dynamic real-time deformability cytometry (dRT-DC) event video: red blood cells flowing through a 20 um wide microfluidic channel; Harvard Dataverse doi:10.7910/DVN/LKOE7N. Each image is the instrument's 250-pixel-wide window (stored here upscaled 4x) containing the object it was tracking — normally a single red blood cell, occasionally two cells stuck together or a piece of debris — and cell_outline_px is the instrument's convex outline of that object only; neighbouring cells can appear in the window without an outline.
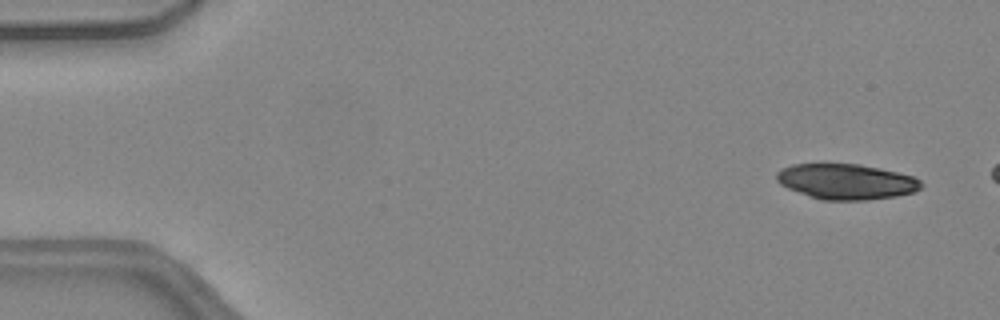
{"species": "common noctule bat (a hibernating species)", "species_latin": "Nyctalus noctula", "temperature_condition": "warm", "stored_images_in_passage": 9, "camera_frame_rate_fps": 3000, "um_per_image_px": 0.085, "animal": {"sex": "female", "body_mass_g": 24.6, "forearm_length_mm": 56.2}, "frame": {"image": 1, "passage_image": 3, "time_ms": 0.667, "image_size_px": [1000, 320], "cell_outline_px": [[924, 184], [916, 192], [896, 196], [868, 200], [824, 200], [788, 188], [780, 184], [776, 180], [776, 172], [780, 168], [792, 164], [860, 164], [880, 168], [912, 176], [920, 180]], "centroid_in_image_um": [71.94, 15.43], "position_along_channel_um": 13.1, "area_um2": 29.82}}